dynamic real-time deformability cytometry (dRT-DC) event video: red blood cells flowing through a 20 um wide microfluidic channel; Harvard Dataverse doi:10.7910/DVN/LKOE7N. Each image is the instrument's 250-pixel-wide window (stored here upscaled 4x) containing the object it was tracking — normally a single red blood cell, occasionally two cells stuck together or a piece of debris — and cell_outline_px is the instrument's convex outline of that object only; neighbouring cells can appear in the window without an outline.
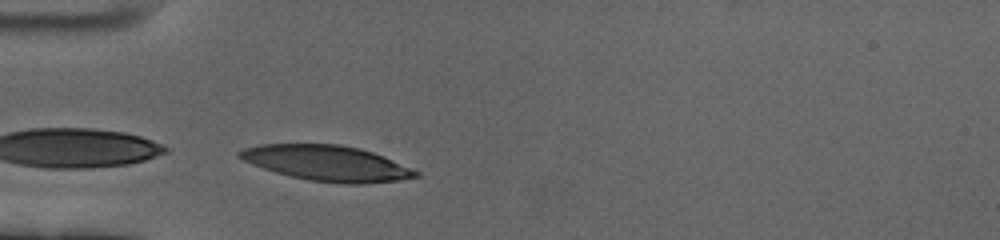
{"species": "human", "species_latin": "Homo sapiens", "temperature_condition": "cold", "stored_images_in_passage": 32, "camera_frame_rate_fps": 3000, "um_per_image_px": 0.085, "donor": {"sex": "female"}, "frame": {"image": 1, "passage_image": 1, "time_ms": 0.0, "image_size_px": [1000, 240], "cell_outline_px": [[420, 176], [400, 180], [360, 184], [344, 184], [308, 180], [276, 172], [252, 164], [236, 156], [236, 152], [244, 148], [260, 144], [340, 144], [360, 148], [384, 156], [420, 172]], "centroid_in_image_um": [27.8, 13.86], "position_along_channel_um": 57.2, "area_um2": 36.36}}
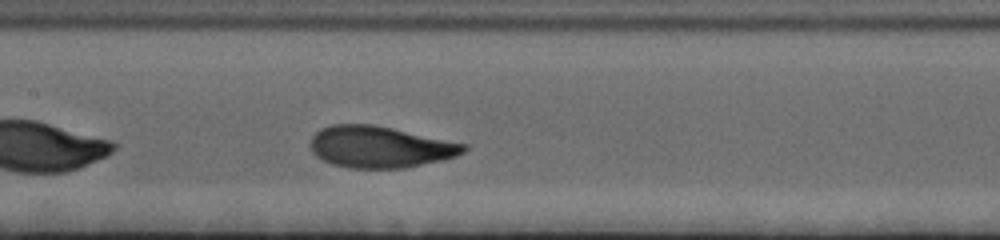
{"frame": {"image": 2, "passage_image": 12, "time_ms": 3.667, "image_size_px": [1000, 240], "cell_outline_px": [[468, 148], [464, 152], [456, 156], [440, 160], [404, 168], [348, 168], [332, 164], [316, 156], [312, 152], [312, 136], [320, 128], [332, 124], [372, 124], [392, 128], [468, 144]], "centroid_in_image_um": [32.3, 12.48], "position_along_channel_um": 175.1, "area_um2": 36.99}}
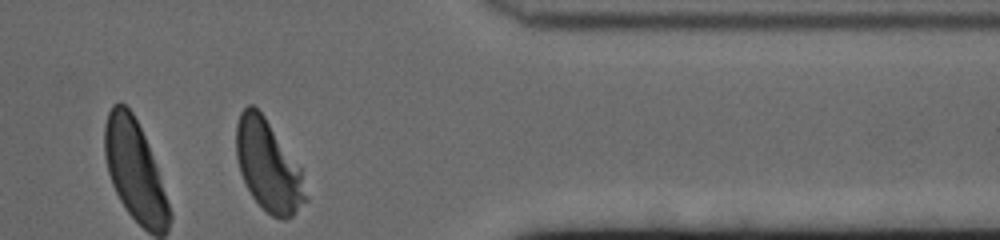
{"frame": {"image": 3, "passage_image": 32, "time_ms": 10.333, "image_size_px": [1000, 240], "cell_outline_px": [[308, 200], [292, 216], [284, 220], [280, 220], [272, 216], [252, 196], [240, 172], [236, 156], [236, 124], [240, 112], [248, 104], [252, 104], [264, 116], [300, 168], [308, 196]], "centroid_in_image_um": [22.8, 14.11], "position_along_channel_um": 388.6, "area_um2": 36.41}, "authors_computed_cell_mechanics": {"area_um2": 37.0498, "velocity_mm_per_s": 3.4148, "shape_relaxation_time_tau1_ms": 3.034, "shape_relaxation_time_tau2_ms": null, "deformation_change_tau1": 0.1664, "deformation_change_tau2": null}}